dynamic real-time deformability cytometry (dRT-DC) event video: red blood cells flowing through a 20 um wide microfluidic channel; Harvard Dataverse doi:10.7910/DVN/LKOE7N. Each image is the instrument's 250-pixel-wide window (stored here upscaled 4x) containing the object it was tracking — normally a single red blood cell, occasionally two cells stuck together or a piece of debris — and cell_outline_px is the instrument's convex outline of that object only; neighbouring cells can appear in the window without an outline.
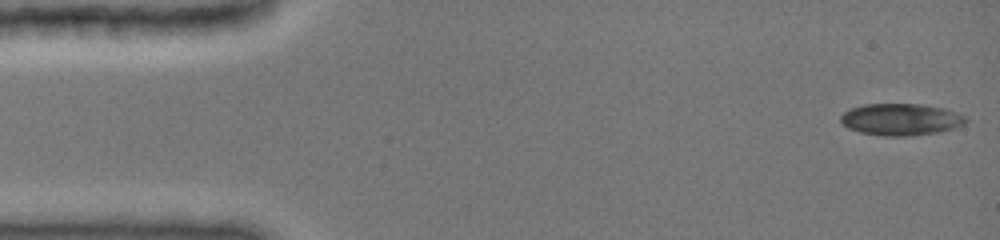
{"species": "common noctule bat (a hibernating species)", "species_latin": "Nyctalus noctula", "temperature_condition": "cold", "stored_images_in_passage": 9, "camera_frame_rate_fps": 3000, "um_per_image_px": 0.085, "animal": {"sex": "female", "body_mass_g": 19.0, "forearm_length_mm": 51.5}, "frame": {"image": 1, "passage_image": 1, "time_ms": 0.0, "image_size_px": [1000, 240], "cell_outline_px": [[968, 120], [964, 124], [952, 128], [936, 132], [912, 136], [884, 136], [860, 132], [848, 128], [840, 124], [840, 116], [844, 112], [852, 108], [864, 104], [924, 104], [944, 108], [964, 116]], "centroid_in_image_um": [76.53, 10.15], "position_along_channel_um": 8.5, "area_um2": 23.18}}
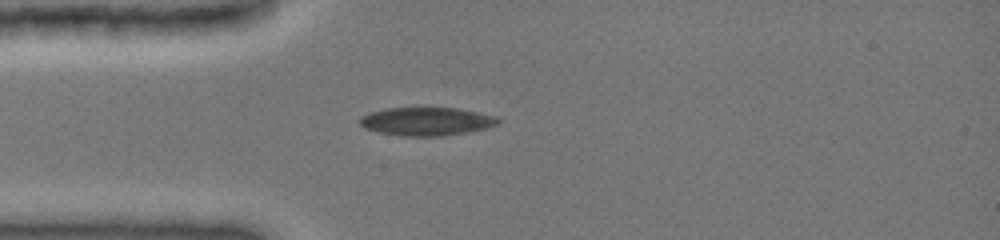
{"frame": {"image": 2, "passage_image": 8, "time_ms": 3.667, "image_size_px": [1000, 240], "cell_outline_px": [[500, 124], [468, 132], [444, 136], [400, 136], [380, 132], [364, 128], [360, 124], [360, 116], [372, 112], [388, 108], [456, 108], [496, 116], [500, 120]], "centroid_in_image_um": [36.26, 10.33], "position_along_channel_um": 48.7, "area_um2": 22.66}}